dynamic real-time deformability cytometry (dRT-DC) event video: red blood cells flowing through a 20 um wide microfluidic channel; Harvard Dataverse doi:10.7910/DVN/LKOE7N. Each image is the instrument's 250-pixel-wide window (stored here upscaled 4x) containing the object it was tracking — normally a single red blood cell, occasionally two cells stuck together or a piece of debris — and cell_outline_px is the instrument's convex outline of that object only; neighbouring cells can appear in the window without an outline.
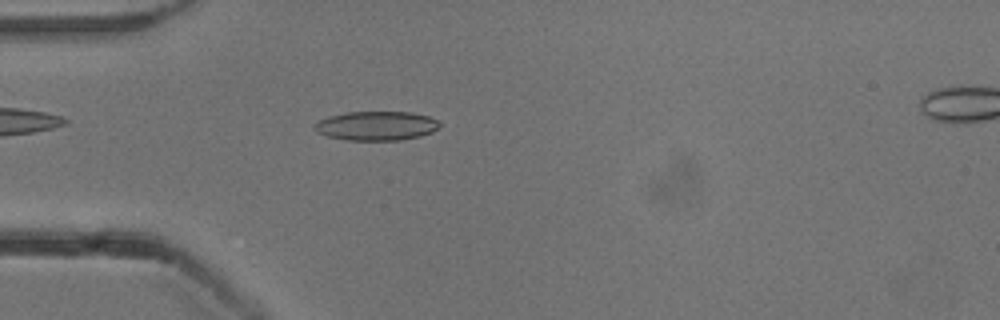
{"species": "common noctule bat (a hibernating species)", "species_latin": "Nyctalus noctula", "temperature_condition": "cold", "stored_images_in_passage": 53, "camera_frame_rate_fps": 3000, "um_per_image_px": 0.085, "animal": {"sex": "male", "body_mass_g": 13.3}, "frame": {"image": 1, "passage_image": 15, "time_ms": 4.667, "image_size_px": [1000, 320], "cell_outline_px": [[440, 124], [432, 132], [420, 136], [400, 140], [348, 140], [328, 136], [316, 132], [312, 128], [312, 124], [328, 116], [348, 112], [412, 112], [428, 116], [436, 120]], "centroid_in_image_um": [31.94, 10.69], "position_along_channel_um": 53.1, "area_um2": 21.21}}
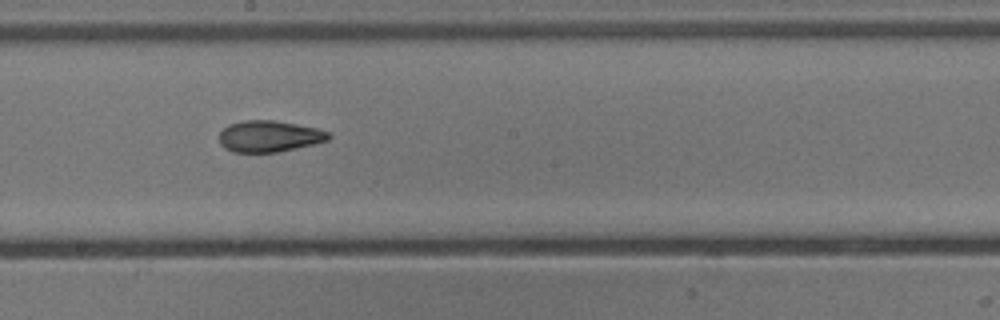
{"frame": {"image": 2, "passage_image": 29, "time_ms": 9.333, "image_size_px": [1000, 320], "cell_outline_px": [[332, 136], [328, 140], [312, 144], [276, 152], [232, 152], [224, 148], [220, 144], [220, 132], [228, 124], [244, 120], [276, 120], [316, 128], [328, 132]], "centroid_in_image_um": [22.85, 11.57], "position_along_channel_um": 225.3, "area_um2": 19.88}}
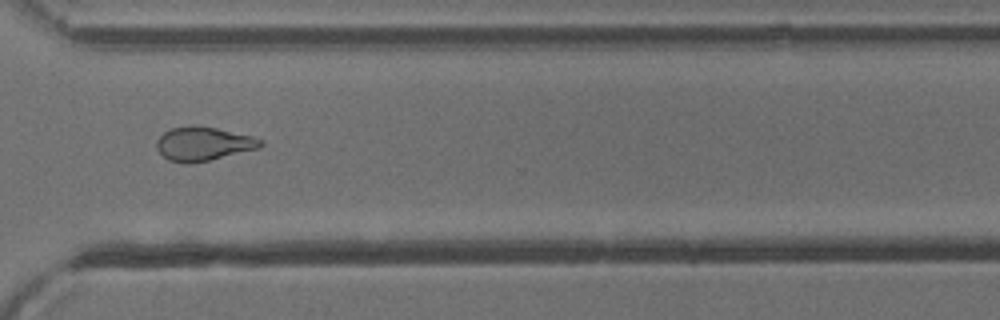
{"frame": {"image": 3, "passage_image": 39, "time_ms": 12.667, "image_size_px": [1000, 320], "cell_outline_px": [[264, 144], [260, 148], [208, 160], [188, 164], [184, 164], [168, 160], [156, 148], [156, 140], [164, 132], [172, 128], [188, 124], [196, 124], [216, 128], [252, 136], [260, 140]], "centroid_in_image_um": [17.25, 12.21], "position_along_channel_um": 353.4, "area_um2": 20.58}, "authors_computed_cell_mechanics": {"area_um2": 20.3456, "velocity_mm_per_s": 3.8587, "shape_relaxation_time_tau1_ms": 7.3101, "shape_relaxation_time_tau2_ms": 2.548, "deformation_change_tau1": 0.179, "deformation_change_tau2": 0.0855}}